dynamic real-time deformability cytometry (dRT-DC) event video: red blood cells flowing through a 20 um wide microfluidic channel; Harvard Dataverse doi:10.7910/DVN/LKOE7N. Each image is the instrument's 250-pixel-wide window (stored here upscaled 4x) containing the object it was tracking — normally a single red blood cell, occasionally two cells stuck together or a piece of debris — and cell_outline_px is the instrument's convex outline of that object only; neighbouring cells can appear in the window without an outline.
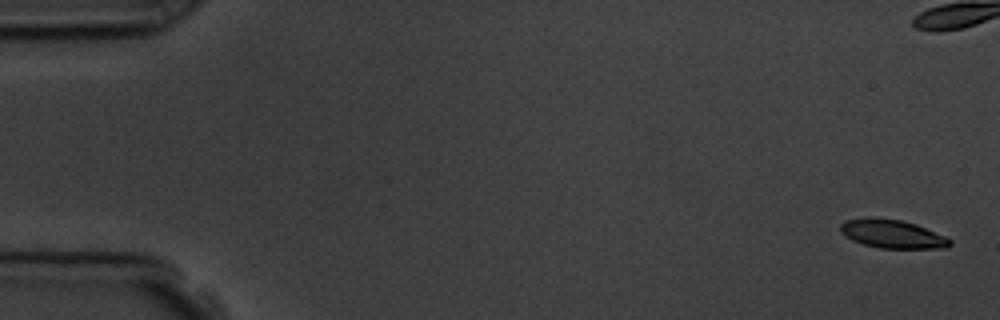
{"species": "common noctule bat (a hibernating species)", "species_latin": "Nyctalus noctula", "temperature_condition": "room temperature", "stored_images_in_passage": 6, "camera_frame_rate_fps": 3000, "um_per_image_px": 0.085, "animal": {"sex": "male", "body_mass_g": 19.5, "forearm_length_mm": 54.6}, "frame": {"image": 1, "passage_image": 1, "time_ms": 0.0, "image_size_px": [1000, 320], "cell_outline_px": [[952, 244], [948, 248], [880, 248], [864, 244], [852, 240], [840, 232], [840, 224], [844, 220], [868, 216], [900, 220], [916, 224], [944, 236], [952, 240]], "centroid_in_image_um": [75.82, 19.87], "position_along_channel_um": 9.2, "area_um2": 18.26}}
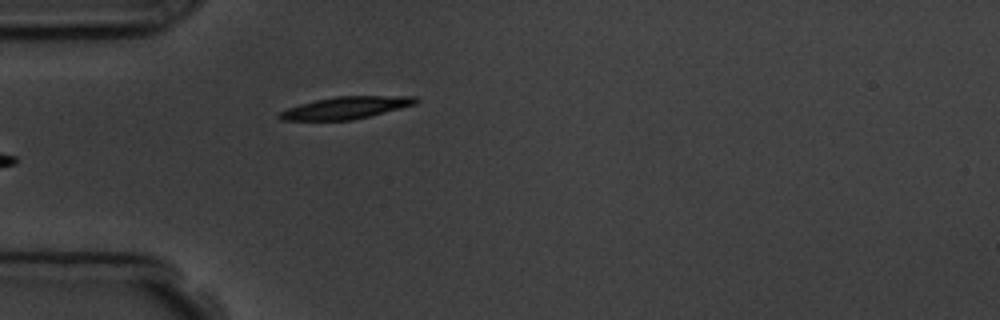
{"frame": {"image": 2, "passage_image": 6, "time_ms": 6.0, "image_size_px": [1000, 320], "cell_outline_px": [[420, 100], [416, 104], [352, 120], [280, 120], [276, 116], [280, 112], [288, 108], [300, 104], [316, 100], [336, 96], [416, 96]], "centroid_in_image_um": [29.4, 9.15], "position_along_channel_um": 55.6, "area_um2": 17.46}}